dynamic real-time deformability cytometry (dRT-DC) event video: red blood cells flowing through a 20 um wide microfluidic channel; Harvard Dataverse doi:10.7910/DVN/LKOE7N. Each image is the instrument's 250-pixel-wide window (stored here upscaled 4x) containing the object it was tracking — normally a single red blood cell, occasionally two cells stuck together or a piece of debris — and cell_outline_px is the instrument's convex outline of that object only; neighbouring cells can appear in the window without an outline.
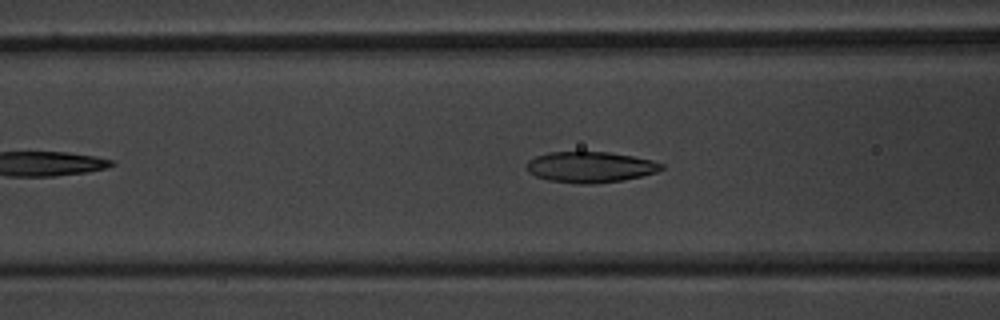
{"species": "common noctule bat (a hibernating species)", "species_latin": "Nyctalus noctula", "temperature_condition": "warm", "stored_images_in_passage": 43, "camera_frame_rate_fps": 3000, "um_per_image_px": 0.085, "animal": {"sex": "male", "body_mass_g": 20.1, "forearm_length_mm": 53.5}, "frame": {"image": 1, "passage_image": 12, "time_ms": 3.667, "image_size_px": [1000, 320], "cell_outline_px": [[664, 168], [656, 172], [640, 176], [620, 180], [596, 184], [580, 184], [548, 180], [536, 176], [528, 172], [528, 160], [536, 156], [548, 152], [608, 152], [632, 156], [652, 160], [664, 164]], "centroid_in_image_um": [50.17, 14.2], "position_along_channel_um": 116.4, "area_um2": 24.1}}
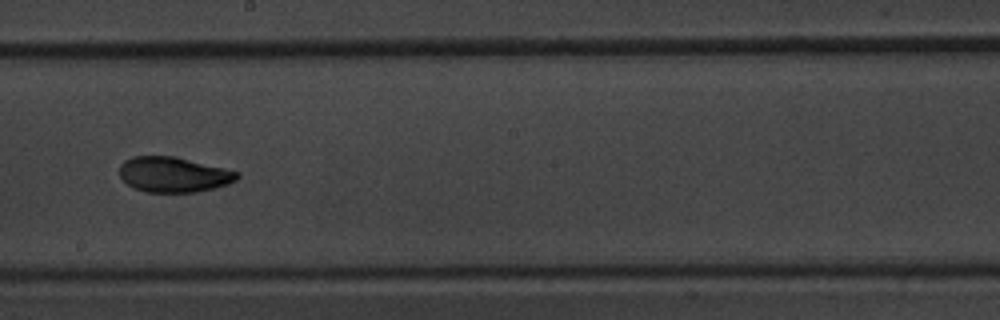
{"frame": {"image": 2, "passage_image": 21, "time_ms": 6.667, "image_size_px": [1000, 320], "cell_outline_px": [[240, 176], [236, 180], [228, 184], [216, 188], [196, 192], [148, 192], [136, 188], [128, 184], [120, 176], [120, 164], [124, 160], [132, 156], [172, 156], [224, 168], [240, 172]], "centroid_in_image_um": [14.77, 14.84], "position_along_channel_um": 233.4, "area_um2": 24.04}}
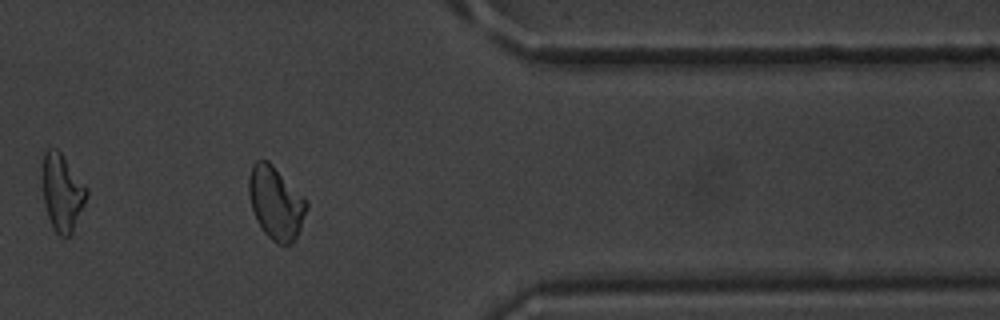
{"frame": {"image": 3, "passage_image": 34, "time_ms": 11.0, "image_size_px": [1000, 320], "cell_outline_px": [[308, 208], [296, 240], [292, 244], [280, 244], [272, 240], [264, 232], [256, 220], [252, 208], [248, 192], [248, 176], [252, 164], [256, 160], [268, 160], [308, 200]], "centroid_in_image_um": [23.46, 17.24], "position_along_channel_um": 387.9, "area_um2": 24.74}, "authors_computed_cell_mechanics": {"area_um2": 24.0448, "velocity_mm_per_s": 3.9032, "shape_relaxation_time_tau1_ms": 3.197, "shape_relaxation_time_tau2_ms": 1.8171, "deformation_change_tau1": 0.1385, "deformation_change_tau2": 0.0722}}